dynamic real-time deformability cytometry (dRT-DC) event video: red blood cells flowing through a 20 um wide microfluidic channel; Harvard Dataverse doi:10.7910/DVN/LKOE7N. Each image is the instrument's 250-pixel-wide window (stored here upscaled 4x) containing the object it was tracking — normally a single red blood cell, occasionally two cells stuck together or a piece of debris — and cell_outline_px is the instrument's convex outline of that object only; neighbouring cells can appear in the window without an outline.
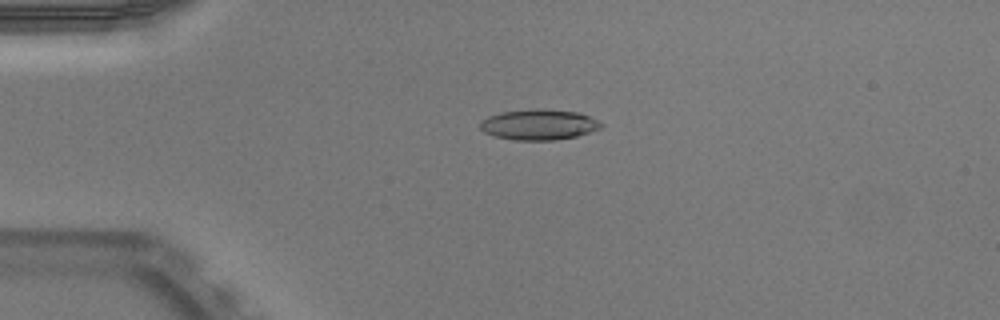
{"species": "Egyptian fruit bat (a non-hibernating species)", "species_latin": "Rousettus aegyptiacus", "temperature_condition": "warm", "stored_images_in_passage": 51, "camera_frame_rate_fps": 3000, "um_per_image_px": 0.085, "animal": {"sex": "male"}, "frame": {"image": 1, "passage_image": 12, "time_ms": 3.667, "image_size_px": [1000, 320], "cell_outline_px": [[604, 124], [600, 128], [576, 136], [556, 140], [516, 140], [496, 136], [484, 132], [480, 128], [480, 120], [488, 116], [500, 112], [532, 108], [540, 108], [580, 112]], "centroid_in_image_um": [45.78, 10.57], "position_along_channel_um": 39.2, "area_um2": 21.62}}
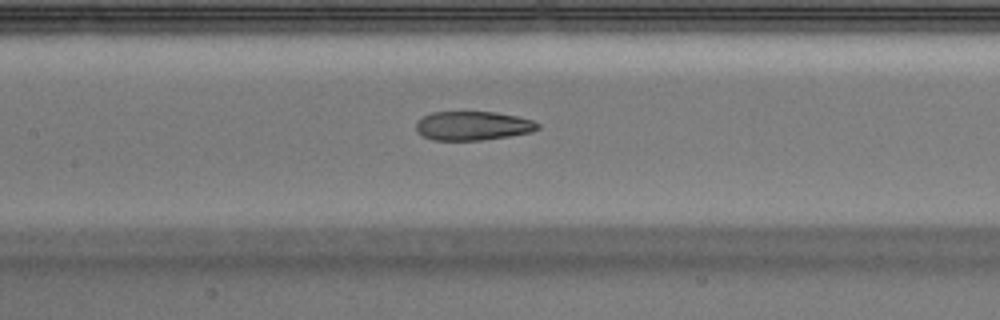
{"frame": {"image": 2, "passage_image": 24, "time_ms": 7.667, "image_size_px": [1000, 320], "cell_outline_px": [[540, 128], [532, 132], [508, 136], [480, 140], [432, 140], [416, 132], [416, 120], [432, 112], [496, 112], [516, 116], [532, 120], [540, 124]], "centroid_in_image_um": [40.18, 10.69], "position_along_channel_um": 167.2, "area_um2": 20.58}}
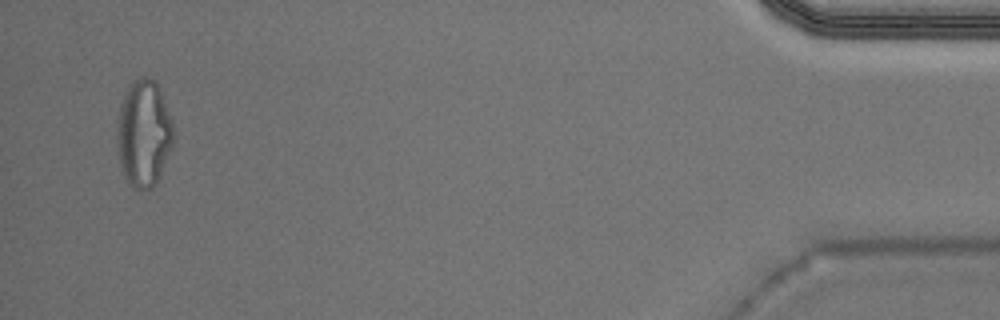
{"frame": {"image": 3, "passage_image": 49, "time_ms": 16.0, "image_size_px": [1000, 320], "cell_outline_px": [[172, 144], [160, 176], [156, 184], [152, 188], [140, 192], [132, 188], [124, 176], [116, 144], [116, 124], [120, 104], [124, 92], [128, 84], [132, 80], [140, 76], [144, 76], [156, 80], [172, 120]], "centroid_in_image_um": [12.18, 11.33], "position_along_channel_um": 423.0, "area_um2": 35.6}, "authors_computed_cell_mechanics": {"area_um2": 21.6172, "velocity_mm_per_s": 4.0036, "shape_relaxation_time_tau1_ms": null, "shape_relaxation_time_tau2_ms": 2.5932, "deformation_change_tau1": null, "deformation_change_tau2": 0.115}}